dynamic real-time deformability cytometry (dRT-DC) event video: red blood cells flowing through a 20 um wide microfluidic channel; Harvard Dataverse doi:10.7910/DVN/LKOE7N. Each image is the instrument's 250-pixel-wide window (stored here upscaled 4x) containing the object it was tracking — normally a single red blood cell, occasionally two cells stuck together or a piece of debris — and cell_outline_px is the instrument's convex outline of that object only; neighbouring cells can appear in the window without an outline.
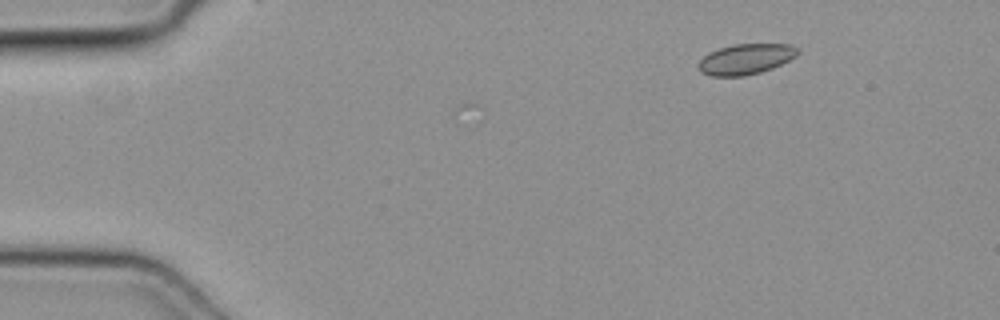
{"species": "common noctule bat (a hibernating species)", "species_latin": "Nyctalus noctula", "temperature_condition": "cold", "stored_images_in_passage": 3, "camera_frame_rate_fps": 3000, "um_per_image_px": 0.085, "animal": {"sex": "female", "body_mass_g": 19.3, "forearm_length_mm": 54.1}, "frame": {"image": 1, "passage_image": 1, "time_ms": 0.0, "image_size_px": [1000, 320], "cell_outline_px": [[800, 52], [796, 56], [772, 68], [760, 72], [744, 76], [712, 76], [700, 72], [696, 64], [708, 52], [732, 44], [792, 44], [800, 48]], "centroid_in_image_um": [63.38, 5.01], "position_along_channel_um": 21.6, "area_um2": 17.8}}